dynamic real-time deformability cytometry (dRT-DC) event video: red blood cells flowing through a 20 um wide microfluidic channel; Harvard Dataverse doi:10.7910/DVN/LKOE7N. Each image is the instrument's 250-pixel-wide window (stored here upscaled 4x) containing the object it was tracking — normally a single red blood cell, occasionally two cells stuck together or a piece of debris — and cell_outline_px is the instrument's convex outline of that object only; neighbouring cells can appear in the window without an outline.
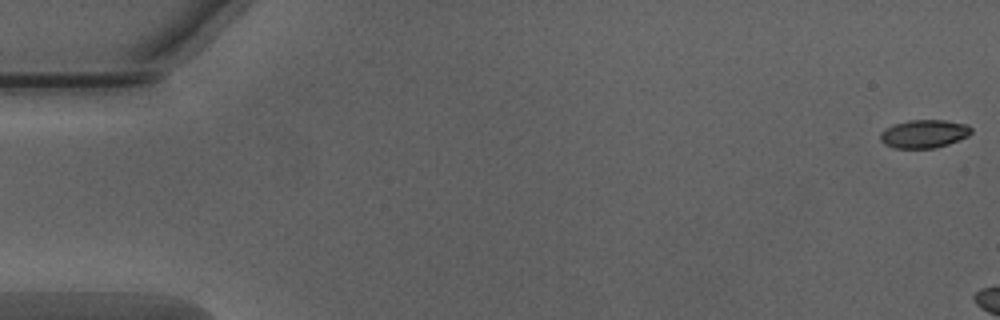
{"species": "Egyptian fruit bat (a non-hibernating species)", "species_latin": "Rousettus aegyptiacus", "temperature_condition": "warm", "stored_images_in_passage": 13, "camera_frame_rate_fps": 3000, "um_per_image_px": 0.085, "animal": {"sex": "male"}, "frame": {"image": 1, "passage_image": 1, "time_ms": 0.0, "image_size_px": [1000, 320], "cell_outline_px": [[972, 132], [968, 136], [948, 144], [936, 148], [892, 148], [884, 144], [880, 140], [880, 132], [892, 124], [908, 120], [944, 120], [968, 124], [972, 128]], "centroid_in_image_um": [78.53, 11.37], "position_along_channel_um": 6.5, "area_um2": 15.14}}